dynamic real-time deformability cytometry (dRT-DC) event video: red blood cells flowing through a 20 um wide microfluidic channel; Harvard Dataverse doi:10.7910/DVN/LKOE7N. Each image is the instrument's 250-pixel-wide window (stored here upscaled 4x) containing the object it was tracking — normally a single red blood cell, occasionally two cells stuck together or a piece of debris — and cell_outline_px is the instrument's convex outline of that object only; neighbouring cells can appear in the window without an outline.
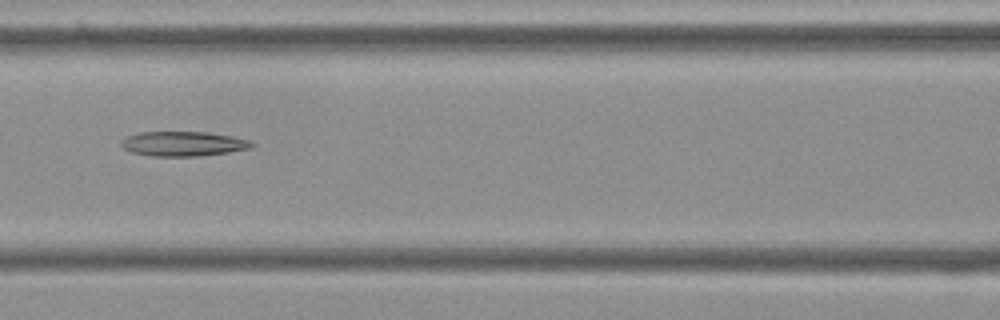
{"species": "Egyptian fruit bat (a non-hibernating species)", "species_latin": "Rousettus aegyptiacus", "temperature_condition": "cold", "stored_images_in_passage": 8, "camera_frame_rate_fps": 3000, "um_per_image_px": 0.085, "frame": {"image": 1, "passage_image": 7, "time_ms": 2.0, "image_size_px": [1000, 320], "cell_outline_px": [[256, 144], [252, 148], [228, 152], [200, 156], [148, 156], [132, 152], [124, 148], [120, 144], [120, 140], [128, 136], [140, 132], [208, 132], [232, 136], [252, 140]], "centroid_in_image_um": [15.61, 12.22], "position_along_channel_um": 151.0, "area_um2": 18.96}}
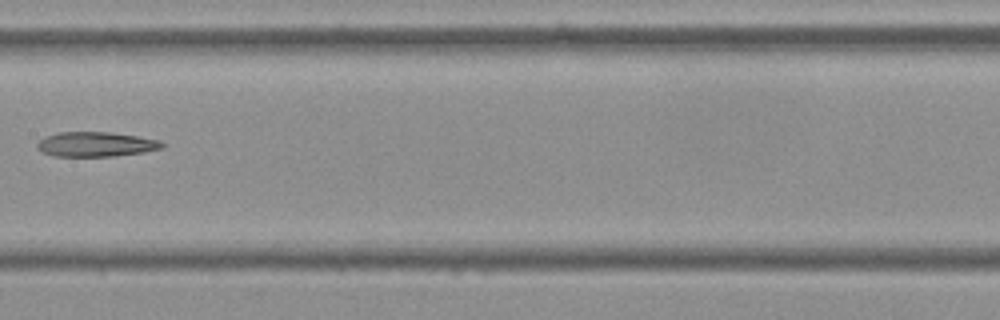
{"frame": {"image": 2, "passage_image": 8, "time_ms": 2.333, "image_size_px": [1000, 320], "cell_outline_px": [[164, 148], [144, 152], [116, 156], [52, 156], [40, 152], [36, 148], [36, 144], [44, 136], [60, 132], [112, 132], [160, 140], [164, 144]], "centroid_in_image_um": [8.12, 12.27], "position_along_channel_um": 199.3, "area_um2": 18.21}}